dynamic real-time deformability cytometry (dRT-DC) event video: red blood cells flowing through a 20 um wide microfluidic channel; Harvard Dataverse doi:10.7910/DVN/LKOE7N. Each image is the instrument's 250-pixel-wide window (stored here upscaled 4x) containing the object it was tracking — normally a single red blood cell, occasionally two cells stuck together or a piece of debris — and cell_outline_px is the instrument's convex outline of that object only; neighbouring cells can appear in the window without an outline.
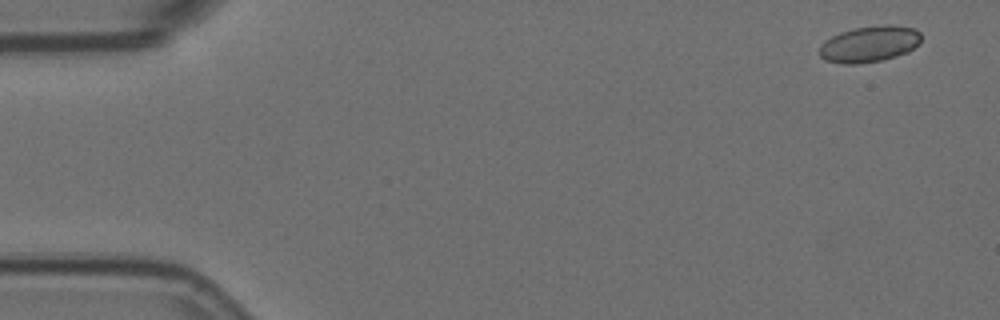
{"species": "Egyptian fruit bat (a non-hibernating species)", "species_latin": "Rousettus aegyptiacus", "temperature_condition": "room temperature", "stored_images_in_passage": 5, "camera_frame_rate_fps": 3000, "um_per_image_px": 0.085, "animal": {"sex": "female"}, "frame": {"image": 1, "passage_image": 1, "time_ms": 0.0, "image_size_px": [1000, 320], "cell_outline_px": [[920, 40], [908, 52], [896, 56], [880, 60], [856, 64], [844, 64], [824, 60], [820, 56], [820, 44], [824, 40], [840, 32], [856, 28], [888, 24], [912, 28], [920, 32]], "centroid_in_image_um": [73.86, 3.75], "position_along_channel_um": 11.1, "area_um2": 21.21}}
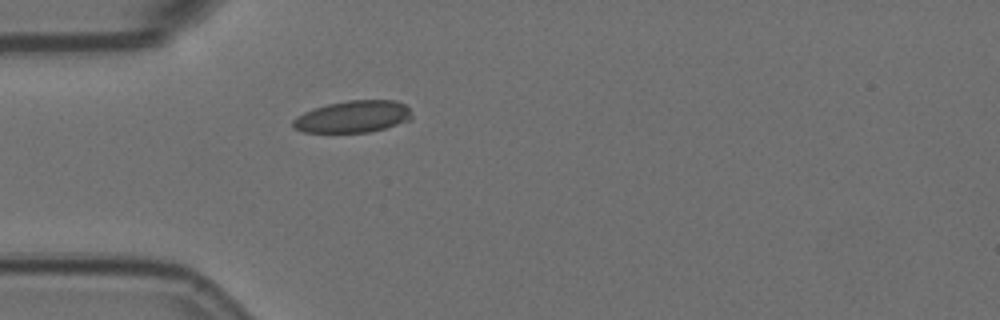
{"frame": {"image": 2, "passage_image": 5, "time_ms": 1.333, "image_size_px": [1000, 320], "cell_outline_px": [[412, 120], [384, 128], [368, 132], [304, 132], [292, 128], [292, 120], [296, 116], [304, 112], [328, 104], [348, 100], [396, 100], [404, 104], [408, 108], [412, 116]], "centroid_in_image_um": [30.0, 9.91], "position_along_channel_um": 55.0, "area_um2": 22.08}}